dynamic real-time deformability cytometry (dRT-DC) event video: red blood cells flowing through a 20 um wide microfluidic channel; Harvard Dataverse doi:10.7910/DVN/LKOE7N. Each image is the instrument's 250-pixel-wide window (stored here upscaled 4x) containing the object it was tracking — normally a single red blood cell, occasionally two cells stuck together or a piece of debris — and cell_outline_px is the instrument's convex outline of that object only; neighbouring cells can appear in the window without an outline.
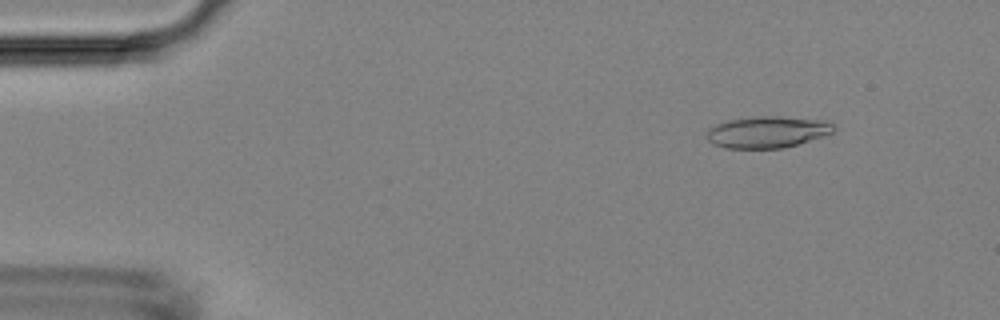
{"species": "Egyptian fruit bat (a non-hibernating species)", "species_latin": "Rousettus aegyptiacus", "temperature_condition": "room temperature", "stored_images_in_passage": 47, "camera_frame_rate_fps": 3000, "um_per_image_px": 0.085, "animal": {"sex": "female"}, "frame": {"image": 1, "passage_image": 6, "time_ms": 1.667, "image_size_px": [1000, 320], "cell_outline_px": [[836, 128], [832, 132], [784, 148], [724, 148], [712, 144], [708, 140], [708, 128], [716, 124], [728, 120], [756, 116], [780, 116], [824, 120], [832, 124]], "centroid_in_image_um": [65.18, 11.21], "position_along_channel_um": 19.8, "area_um2": 23.18}}